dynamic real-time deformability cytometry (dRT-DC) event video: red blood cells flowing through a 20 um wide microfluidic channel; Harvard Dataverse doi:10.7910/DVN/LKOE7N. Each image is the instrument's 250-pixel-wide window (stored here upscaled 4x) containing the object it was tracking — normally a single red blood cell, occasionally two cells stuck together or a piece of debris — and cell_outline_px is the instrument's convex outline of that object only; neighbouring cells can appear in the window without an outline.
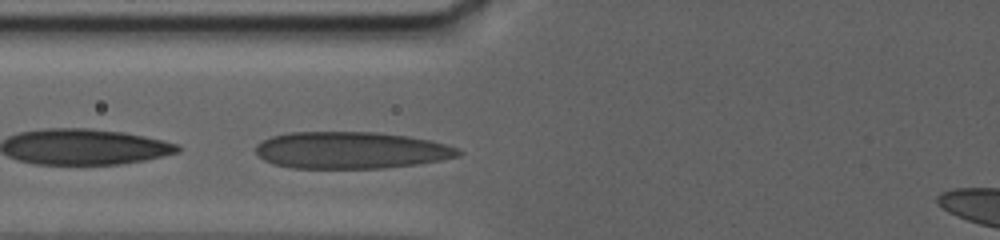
{"species": "human", "species_latin": "Homo sapiens", "temperature_condition": "warm", "stored_images_in_passage": 5, "camera_frame_rate_fps": 3000, "um_per_image_px": 0.085, "donor": {"sex": "female"}, "frame": {"image": 1, "passage_image": 5, "time_ms": 3.667, "image_size_px": [1000, 240], "cell_outline_px": [[464, 152], [460, 156], [440, 160], [416, 164], [384, 168], [292, 168], [272, 164], [264, 160], [256, 152], [256, 144], [272, 136], [288, 132], [376, 132], [408, 136], [432, 140], [460, 148]], "centroid_in_image_um": [29.87, 12.77], "position_along_channel_um": 95.9, "area_um2": 43.81}}